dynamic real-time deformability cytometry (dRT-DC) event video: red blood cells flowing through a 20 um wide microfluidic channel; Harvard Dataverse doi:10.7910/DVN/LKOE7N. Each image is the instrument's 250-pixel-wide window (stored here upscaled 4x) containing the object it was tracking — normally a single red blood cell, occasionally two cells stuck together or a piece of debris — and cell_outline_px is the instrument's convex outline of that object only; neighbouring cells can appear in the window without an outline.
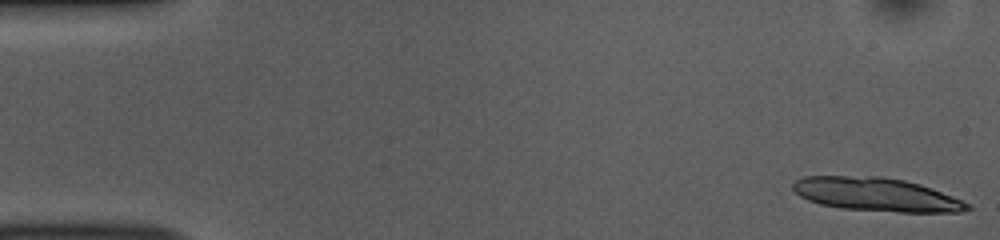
{"species": "common noctule bat (a hibernating species)", "species_latin": "Nyctalus noctula", "temperature_condition": "room temperature", "stored_images_in_passage": 13, "camera_frame_rate_fps": 3000, "um_per_image_px": 0.085, "animal": {"sex": "female", "body_mass_g": 10.0, "forearm_length_mm": 53.1}, "frame": {"image": 1, "passage_image": 1, "time_ms": 0.0, "image_size_px": [1000, 240], "cell_outline_px": [[972, 208], [960, 212], [900, 212], [840, 208], [820, 204], [808, 200], [800, 196], [792, 188], [792, 184], [796, 180], [804, 176], [880, 176], [904, 180], [920, 184], [932, 188], [972, 204]], "centroid_in_image_um": [74.5, 16.53], "position_along_channel_um": 10.5, "area_um2": 34.1}}